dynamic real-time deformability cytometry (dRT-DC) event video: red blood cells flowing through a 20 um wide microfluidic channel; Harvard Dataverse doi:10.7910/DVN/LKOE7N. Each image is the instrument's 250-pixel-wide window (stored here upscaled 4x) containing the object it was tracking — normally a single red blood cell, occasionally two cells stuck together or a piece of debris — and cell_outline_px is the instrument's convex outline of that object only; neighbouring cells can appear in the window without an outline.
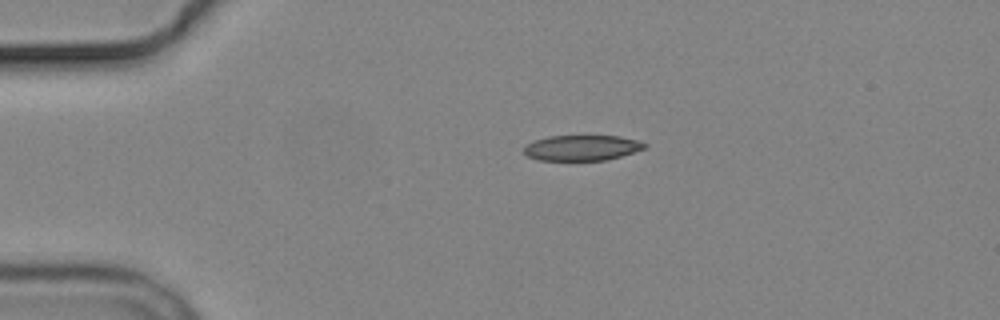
{"species": "common noctule bat (a hibernating species)", "species_latin": "Nyctalus noctula", "temperature_condition": "cold", "stored_images_in_passage": 2, "camera_frame_rate_fps": 3000, "um_per_image_px": 0.085, "animal": {"sex": "male", "body_mass_g": 19.2, "forearm_length_mm": 51.8}, "frame": {"image": 1, "passage_image": 1, "time_ms": 0.0, "image_size_px": [1000, 320], "cell_outline_px": [[648, 144], [644, 148], [620, 156], [604, 160], [536, 160], [528, 156], [524, 152], [524, 148], [528, 144], [536, 140], [548, 136], [620, 136], [636, 140]], "centroid_in_image_um": [49.44, 12.56], "position_along_channel_um": 35.6, "area_um2": 17.63}}